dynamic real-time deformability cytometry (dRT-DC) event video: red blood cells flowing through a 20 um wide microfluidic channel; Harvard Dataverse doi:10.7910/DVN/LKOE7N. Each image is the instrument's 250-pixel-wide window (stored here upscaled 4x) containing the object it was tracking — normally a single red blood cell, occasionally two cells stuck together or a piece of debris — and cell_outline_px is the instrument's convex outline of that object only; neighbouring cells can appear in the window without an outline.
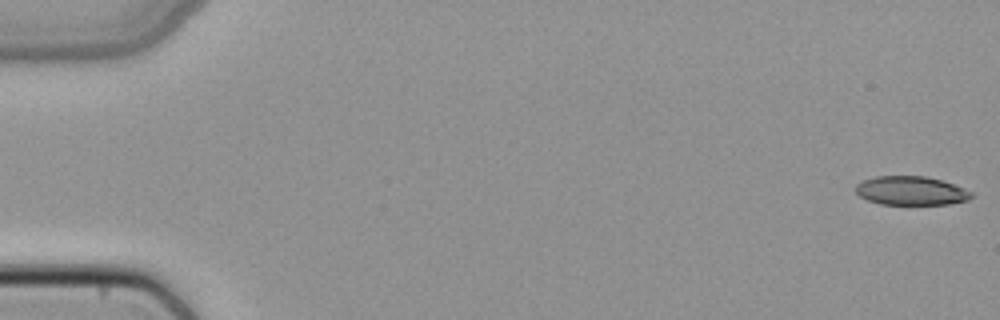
{"species": "common noctule bat (a hibernating species)", "species_latin": "Nyctalus noctula", "temperature_condition": "cold", "stored_images_in_passage": 50, "camera_frame_rate_fps": 3000, "um_per_image_px": 0.085, "animal": {"sex": "female", "body_mass_g": 22.7, "forearm_length_mm": 54.2}, "frame": {"image": 1, "passage_image": 1, "time_ms": 0.0, "image_size_px": [1000, 320], "cell_outline_px": [[972, 196], [968, 200], [948, 204], [880, 204], [868, 200], [860, 196], [856, 192], [856, 184], [864, 180], [876, 176], [924, 176], [940, 180], [964, 188], [972, 192]], "centroid_in_image_um": [77.43, 16.21], "position_along_channel_um": 7.6, "area_um2": 19.25}}
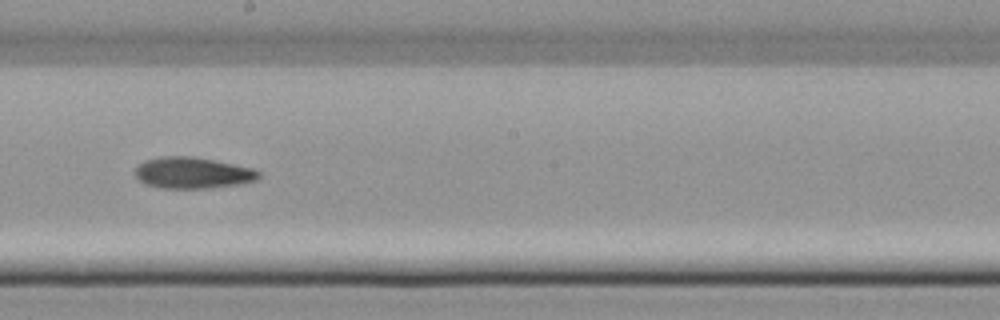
{"frame": {"image": 2, "passage_image": 29, "time_ms": 9.333, "image_size_px": [1000, 320], "cell_outline_px": [[260, 176], [256, 180], [240, 184], [208, 188], [160, 188], [144, 184], [136, 176], [136, 168], [144, 160], [160, 156], [192, 156], [252, 168], [260, 172]], "centroid_in_image_um": [16.35, 14.69], "position_along_channel_um": 231.8, "area_um2": 22.43}}
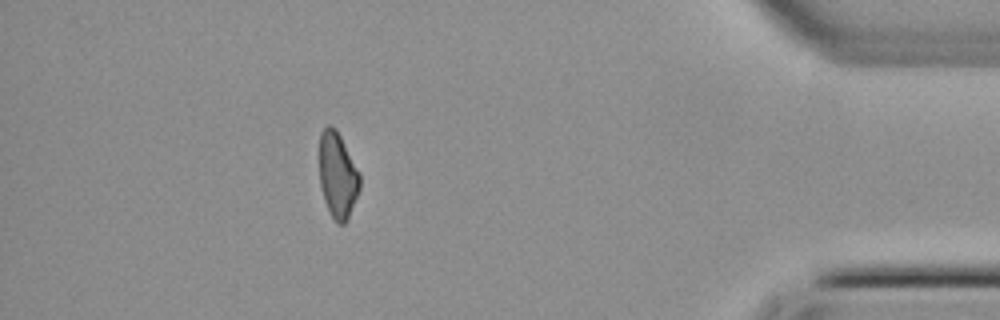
{"frame": {"image": 3, "passage_image": 45, "time_ms": 14.667, "image_size_px": [1000, 320], "cell_outline_px": [[360, 188], [348, 220], [344, 224], [336, 224], [324, 200], [320, 184], [320, 132], [328, 124], [332, 124], [336, 128], [360, 172]], "centroid_in_image_um": [28.71, 14.89], "position_along_channel_um": 406.5, "area_um2": 20.35}}